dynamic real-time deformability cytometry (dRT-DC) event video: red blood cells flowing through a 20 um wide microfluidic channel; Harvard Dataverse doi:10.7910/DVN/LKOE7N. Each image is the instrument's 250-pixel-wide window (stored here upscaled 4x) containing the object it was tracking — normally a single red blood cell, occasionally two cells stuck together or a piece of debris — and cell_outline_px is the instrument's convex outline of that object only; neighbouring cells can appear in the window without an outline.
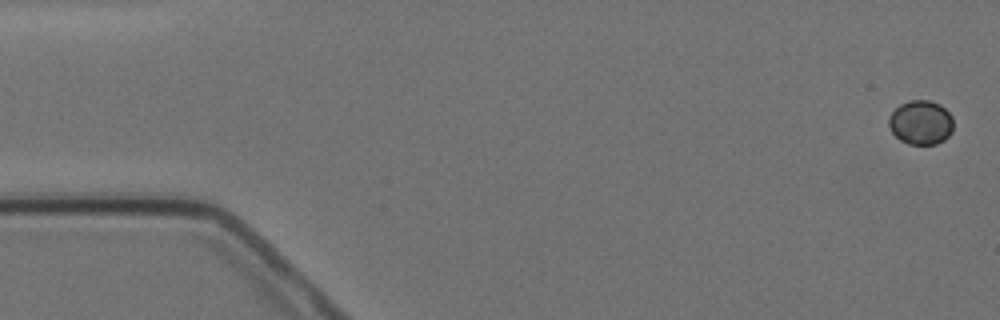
{"species": "Egyptian fruit bat (a non-hibernating species)", "species_latin": "Rousettus aegyptiacus", "temperature_condition": "cold", "stored_images_in_passage": 7, "camera_frame_rate_fps": 3000, "um_per_image_px": 0.085, "animal": {"sex": "female"}, "frame": {"image": 1, "passage_image": 1, "time_ms": 0.0, "image_size_px": [1000, 320], "cell_outline_px": [[952, 132], [944, 140], [936, 144], [908, 144], [900, 140], [892, 132], [888, 124], [888, 116], [900, 104], [908, 100], [928, 100], [940, 104], [952, 116]], "centroid_in_image_um": [78.26, 10.41], "position_along_channel_um": 6.7, "area_um2": 16.7}}
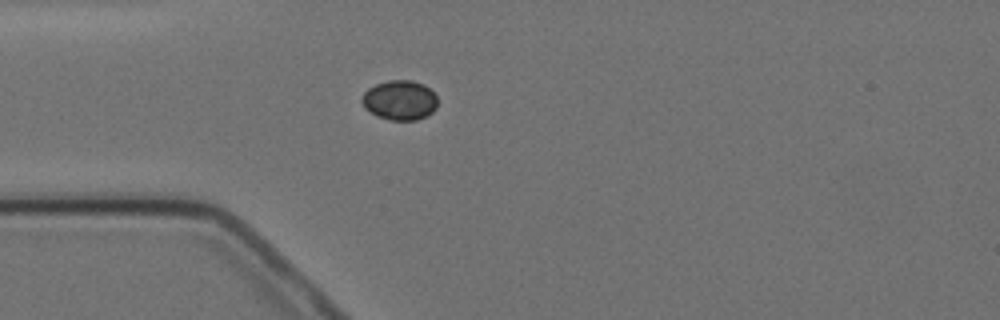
{"frame": {"image": 2, "passage_image": 5, "time_ms": 4.667, "image_size_px": [1000, 320], "cell_outline_px": [[436, 108], [432, 112], [416, 120], [392, 120], [376, 116], [364, 108], [360, 100], [364, 92], [368, 88], [376, 84], [388, 80], [412, 80], [424, 84], [436, 96]], "centroid_in_image_um": [33.94, 8.51], "position_along_channel_um": 51.1, "area_um2": 17.51}}
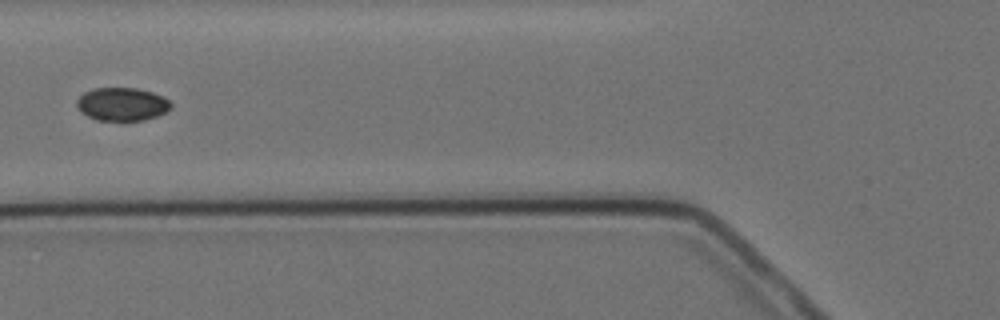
{"frame": {"image": 3, "passage_image": 7, "time_ms": 6.667, "image_size_px": [1000, 320], "cell_outline_px": [[172, 108], [168, 112], [144, 120], [124, 124], [96, 120], [80, 112], [76, 108], [76, 100], [84, 92], [96, 88], [136, 88], [152, 92], [164, 96], [172, 104]], "centroid_in_image_um": [10.38, 8.91], "position_along_channel_um": 115.4, "area_um2": 19.07}}